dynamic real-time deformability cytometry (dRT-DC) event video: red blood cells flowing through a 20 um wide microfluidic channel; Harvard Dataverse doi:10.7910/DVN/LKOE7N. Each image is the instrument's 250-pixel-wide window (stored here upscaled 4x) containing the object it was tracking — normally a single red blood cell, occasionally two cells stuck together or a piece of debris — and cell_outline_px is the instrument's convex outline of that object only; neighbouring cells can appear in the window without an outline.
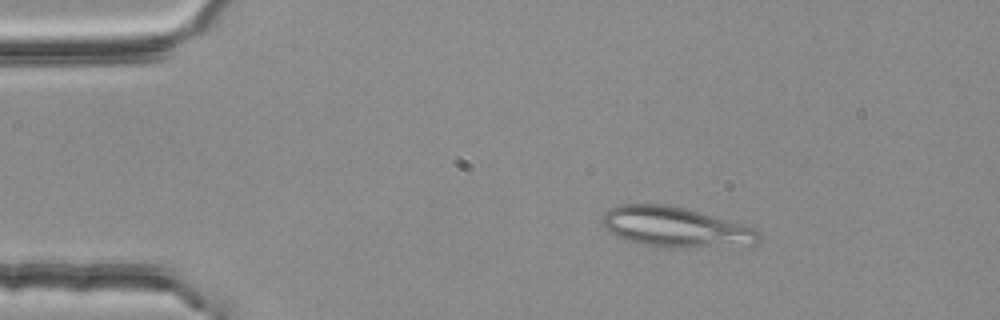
{"species": "common noctule bat (a hibernating species)", "species_latin": "Nyctalus noctula", "temperature_condition": "room temperature", "stored_images_in_passage": 45, "segment_of_instrument_passage": [1, 2], "camera_frame_rate_fps": 3000, "um_per_image_px": 0.085, "animal": {"sex": "female", "body_mass_g": 25.1}, "frame": {"image": 1, "passage_image": 2, "time_ms": 0.333, "image_size_px": [1000, 320], "cell_outline_px": [[760, 240], [752, 244], [684, 248], [668, 248], [644, 244], [628, 240], [616, 236], [600, 224], [604, 212], [616, 204], [668, 204], [700, 212], [756, 228], [760, 232]], "centroid_in_image_um": [57.37, 19.29], "position_along_channel_um": 27.6, "area_um2": 36.65}}